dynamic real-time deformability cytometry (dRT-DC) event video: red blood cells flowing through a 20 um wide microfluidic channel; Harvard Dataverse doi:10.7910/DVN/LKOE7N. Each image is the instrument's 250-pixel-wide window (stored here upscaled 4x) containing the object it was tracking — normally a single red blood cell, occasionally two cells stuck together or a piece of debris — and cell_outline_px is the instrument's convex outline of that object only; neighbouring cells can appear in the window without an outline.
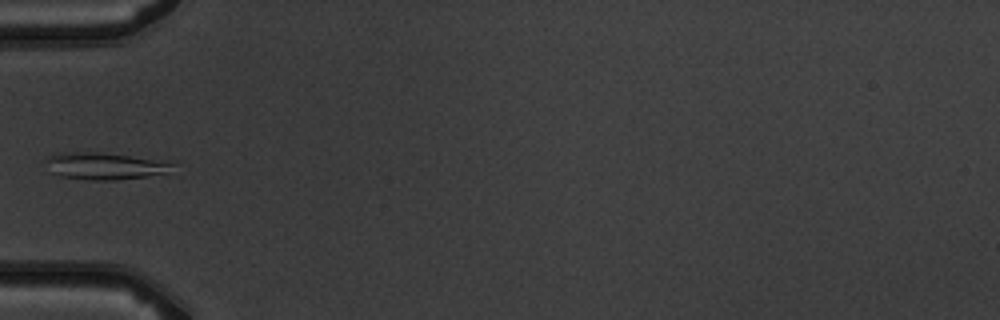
{"species": "common noctule bat (a hibernating species)", "species_latin": "Nyctalus noctula", "temperature_condition": "warm", "stored_images_in_passage": 5, "camera_frame_rate_fps": 3000, "um_per_image_px": 0.085, "animal": {"sex": "male", "body_mass_g": 19.5, "forearm_length_mm": 54.6}, "frame": {"image": 1, "passage_image": 3, "time_ms": 2.333, "image_size_px": [1000, 320], "cell_outline_px": [[176, 160], [168, 172], [148, 176], [116, 180], [88, 180], [60, 176], [48, 172], [48, 156], [64, 152], [92, 152]], "centroid_in_image_um": [8.98, 14.11], "position_along_channel_um": 76.0, "area_um2": 20.17}}